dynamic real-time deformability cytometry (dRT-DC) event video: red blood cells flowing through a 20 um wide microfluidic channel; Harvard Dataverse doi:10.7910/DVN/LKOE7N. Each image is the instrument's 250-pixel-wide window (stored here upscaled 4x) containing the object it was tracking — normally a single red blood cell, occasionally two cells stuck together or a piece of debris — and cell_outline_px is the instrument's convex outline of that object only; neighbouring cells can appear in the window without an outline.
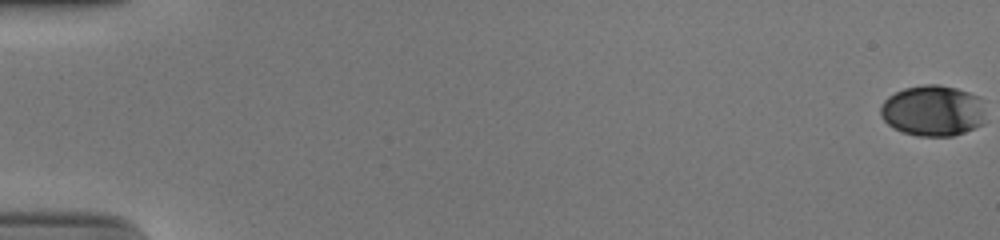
{"species": "human", "species_latin": "Homo sapiens", "temperature_condition": "cold", "stored_images_in_passage": 55, "camera_frame_rate_fps": 3000, "um_per_image_px": 0.085, "donor": {"sex": "male"}, "frame": {"image": 1, "passage_image": 1, "time_ms": 0.0, "image_size_px": [1000, 240], "cell_outline_px": [[984, 124], [964, 132], [952, 136], [916, 136], [904, 132], [888, 124], [880, 116], [880, 108], [884, 100], [888, 96], [904, 88], [924, 84], [940, 84], [956, 88], [980, 96]], "centroid_in_image_um": [79.28, 9.4], "position_along_channel_um": 5.7, "area_um2": 31.15}}
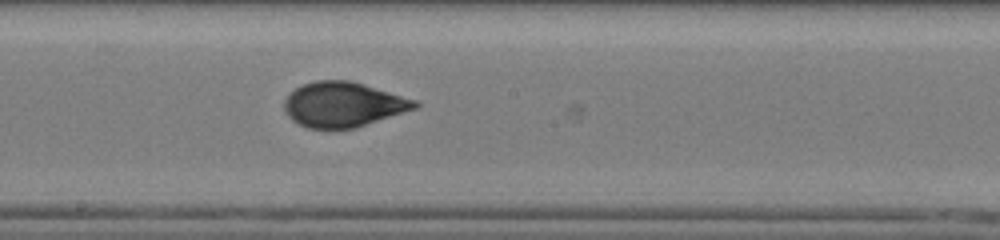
{"frame": {"image": 2, "passage_image": 32, "time_ms": 10.333, "image_size_px": [1000, 240], "cell_outline_px": [[420, 104], [416, 108], [356, 128], [308, 128], [292, 120], [284, 112], [284, 100], [296, 88], [304, 84], [316, 80], [348, 80], [364, 84], [416, 100]], "centroid_in_image_um": [29.16, 8.88], "position_along_channel_um": 219.0, "area_um2": 33.93}}
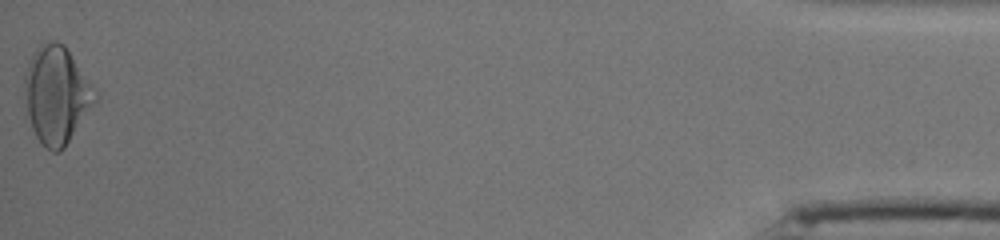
{"frame": {"image": 3, "passage_image": 55, "time_ms": 18.0, "image_size_px": [1000, 240], "cell_outline_px": [[96, 100], [64, 148], [60, 152], [52, 152], [40, 144], [24, 120], [24, 76], [32, 52], [40, 44], [52, 40], [56, 40], [64, 44], [96, 92]], "centroid_in_image_um": [4.71, 8.11], "position_along_channel_um": 430.5, "area_um2": 40.46}, "authors_computed_cell_mechanics": {"area_um2": 33.524, "velocity_mm_per_s": 3.908, "shape_relaxation_time_tau1_ms": 6.9312, "shape_relaxation_time_tau2_ms": 0.6948, "deformation_change_tau1": 0.204, "deformation_change_tau2": 0.0551}}